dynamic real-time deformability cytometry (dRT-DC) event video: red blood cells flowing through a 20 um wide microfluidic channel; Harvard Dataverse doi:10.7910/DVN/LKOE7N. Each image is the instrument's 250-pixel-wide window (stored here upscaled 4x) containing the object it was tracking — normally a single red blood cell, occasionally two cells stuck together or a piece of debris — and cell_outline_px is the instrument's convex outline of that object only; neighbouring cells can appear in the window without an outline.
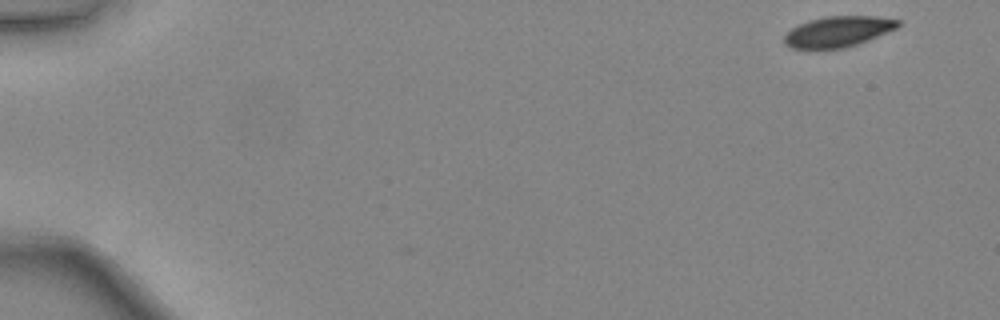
{"species": "common noctule bat (a hibernating species)", "species_latin": "Nyctalus noctula", "temperature_condition": "warm", "stored_images_in_passage": 43, "camera_frame_rate_fps": 3000, "um_per_image_px": 0.085, "animal": {"sex": "female", "body_mass_g": 24.6, "forearm_length_mm": 56.2}, "frame": {"image": 1, "passage_image": 1, "time_ms": 0.0, "image_size_px": [1000, 320], "cell_outline_px": [[900, 24], [896, 28], [868, 40], [844, 48], [792, 48], [784, 44], [784, 36], [792, 28], [808, 20], [828, 16], [876, 16], [900, 20]], "centroid_in_image_um": [71.23, 2.67], "position_along_channel_um": 13.8, "area_um2": 20.06}}
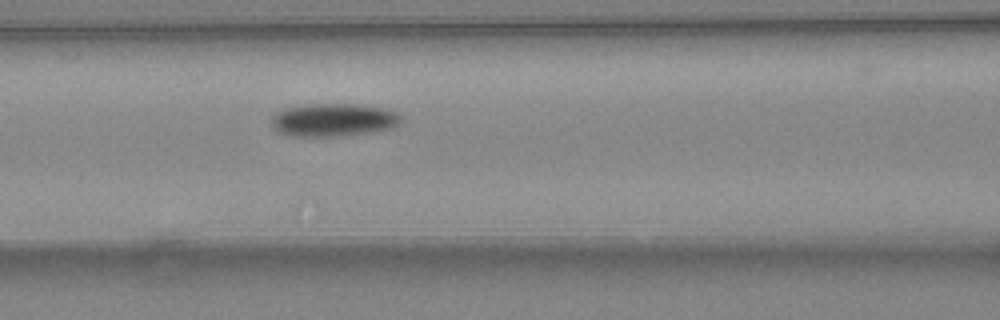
{"frame": {"image": 2, "passage_image": 20, "time_ms": 6.333, "image_size_px": [1000, 320], "cell_outline_px": [[404, 120], [400, 124], [392, 128], [372, 132], [340, 136], [292, 136], [280, 132], [272, 124], [272, 116], [276, 112], [284, 108], [312, 104], [360, 104], [388, 108], [396, 112]], "centroid_in_image_um": [28.42, 10.18], "position_along_channel_um": 138.2, "area_um2": 25.09}}
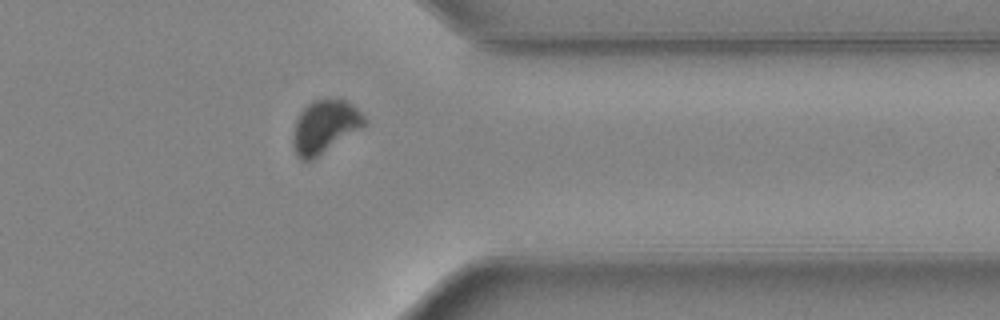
{"frame": {"image": 3, "passage_image": 37, "time_ms": 12.0, "image_size_px": [1000, 320], "cell_outline_px": [[368, 124], [312, 160], [300, 160], [296, 156], [292, 144], [292, 132], [296, 120], [300, 112], [312, 100], [344, 100], [352, 104], [368, 120]], "centroid_in_image_um": [27.59, 10.79], "position_along_channel_um": 383.8, "area_um2": 22.08}}